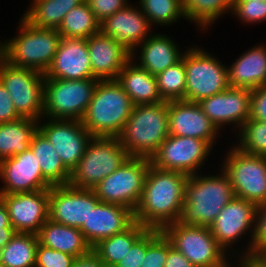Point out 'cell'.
<instances>
[{
  "label": "cell",
  "instance_id": "obj_1",
  "mask_svg": "<svg viewBox=\"0 0 266 267\" xmlns=\"http://www.w3.org/2000/svg\"><path fill=\"white\" fill-rule=\"evenodd\" d=\"M188 177L182 172L163 170L150 164L134 220L148 229L159 230L177 222Z\"/></svg>",
  "mask_w": 266,
  "mask_h": 267
},
{
  "label": "cell",
  "instance_id": "obj_2",
  "mask_svg": "<svg viewBox=\"0 0 266 267\" xmlns=\"http://www.w3.org/2000/svg\"><path fill=\"white\" fill-rule=\"evenodd\" d=\"M219 171L211 175L199 171L188 177L178 223L209 227L225 205L236 197L230 178L222 168Z\"/></svg>",
  "mask_w": 266,
  "mask_h": 267
},
{
  "label": "cell",
  "instance_id": "obj_3",
  "mask_svg": "<svg viewBox=\"0 0 266 267\" xmlns=\"http://www.w3.org/2000/svg\"><path fill=\"white\" fill-rule=\"evenodd\" d=\"M17 35L1 42V58L9 65L45 74L58 50L61 35L56 29L35 27L23 16Z\"/></svg>",
  "mask_w": 266,
  "mask_h": 267
},
{
  "label": "cell",
  "instance_id": "obj_4",
  "mask_svg": "<svg viewBox=\"0 0 266 267\" xmlns=\"http://www.w3.org/2000/svg\"><path fill=\"white\" fill-rule=\"evenodd\" d=\"M169 136L168 102L134 105L118 136L130 157H151Z\"/></svg>",
  "mask_w": 266,
  "mask_h": 267
},
{
  "label": "cell",
  "instance_id": "obj_5",
  "mask_svg": "<svg viewBox=\"0 0 266 267\" xmlns=\"http://www.w3.org/2000/svg\"><path fill=\"white\" fill-rule=\"evenodd\" d=\"M134 104L117 80H99L83 117V127L99 137H118Z\"/></svg>",
  "mask_w": 266,
  "mask_h": 267
},
{
  "label": "cell",
  "instance_id": "obj_6",
  "mask_svg": "<svg viewBox=\"0 0 266 267\" xmlns=\"http://www.w3.org/2000/svg\"><path fill=\"white\" fill-rule=\"evenodd\" d=\"M186 48L184 53L186 72L184 101L198 103L229 87L227 65L217 59L218 57L214 53L207 52L206 49L197 47L195 44Z\"/></svg>",
  "mask_w": 266,
  "mask_h": 267
},
{
  "label": "cell",
  "instance_id": "obj_7",
  "mask_svg": "<svg viewBox=\"0 0 266 267\" xmlns=\"http://www.w3.org/2000/svg\"><path fill=\"white\" fill-rule=\"evenodd\" d=\"M129 157L118 137L93 136L78 165L72 170L69 184L93 189Z\"/></svg>",
  "mask_w": 266,
  "mask_h": 267
},
{
  "label": "cell",
  "instance_id": "obj_8",
  "mask_svg": "<svg viewBox=\"0 0 266 267\" xmlns=\"http://www.w3.org/2000/svg\"><path fill=\"white\" fill-rule=\"evenodd\" d=\"M97 79H44L43 117L81 121L93 98Z\"/></svg>",
  "mask_w": 266,
  "mask_h": 267
},
{
  "label": "cell",
  "instance_id": "obj_9",
  "mask_svg": "<svg viewBox=\"0 0 266 267\" xmlns=\"http://www.w3.org/2000/svg\"><path fill=\"white\" fill-rule=\"evenodd\" d=\"M220 165L228 175L236 197L266 203V157L247 154L232 144Z\"/></svg>",
  "mask_w": 266,
  "mask_h": 267
},
{
  "label": "cell",
  "instance_id": "obj_10",
  "mask_svg": "<svg viewBox=\"0 0 266 267\" xmlns=\"http://www.w3.org/2000/svg\"><path fill=\"white\" fill-rule=\"evenodd\" d=\"M256 210L257 205L255 203L239 197H234L225 205L214 222L209 226L213 237L230 256L241 259L251 254ZM246 234L250 238L246 241L248 242L246 243L248 246L245 250L243 249L244 253L240 247H237V250L236 248L233 249L234 244L241 241L242 237L245 238V236H247Z\"/></svg>",
  "mask_w": 266,
  "mask_h": 267
},
{
  "label": "cell",
  "instance_id": "obj_11",
  "mask_svg": "<svg viewBox=\"0 0 266 267\" xmlns=\"http://www.w3.org/2000/svg\"><path fill=\"white\" fill-rule=\"evenodd\" d=\"M171 245L195 267H213L230 257L207 226L168 224L161 230Z\"/></svg>",
  "mask_w": 266,
  "mask_h": 267
},
{
  "label": "cell",
  "instance_id": "obj_12",
  "mask_svg": "<svg viewBox=\"0 0 266 267\" xmlns=\"http://www.w3.org/2000/svg\"><path fill=\"white\" fill-rule=\"evenodd\" d=\"M151 160L144 157H129L117 170L100 181L94 188L96 196L105 203L137 208Z\"/></svg>",
  "mask_w": 266,
  "mask_h": 267
},
{
  "label": "cell",
  "instance_id": "obj_13",
  "mask_svg": "<svg viewBox=\"0 0 266 267\" xmlns=\"http://www.w3.org/2000/svg\"><path fill=\"white\" fill-rule=\"evenodd\" d=\"M43 73L9 65L0 57V82L7 89L21 117L40 120L44 113Z\"/></svg>",
  "mask_w": 266,
  "mask_h": 267
},
{
  "label": "cell",
  "instance_id": "obj_14",
  "mask_svg": "<svg viewBox=\"0 0 266 267\" xmlns=\"http://www.w3.org/2000/svg\"><path fill=\"white\" fill-rule=\"evenodd\" d=\"M213 148L201 139L169 135L150 160L156 168L191 176L205 165Z\"/></svg>",
  "mask_w": 266,
  "mask_h": 267
},
{
  "label": "cell",
  "instance_id": "obj_15",
  "mask_svg": "<svg viewBox=\"0 0 266 267\" xmlns=\"http://www.w3.org/2000/svg\"><path fill=\"white\" fill-rule=\"evenodd\" d=\"M38 130L53 145L70 172L78 165L93 137L78 120L42 117L38 122Z\"/></svg>",
  "mask_w": 266,
  "mask_h": 267
},
{
  "label": "cell",
  "instance_id": "obj_16",
  "mask_svg": "<svg viewBox=\"0 0 266 267\" xmlns=\"http://www.w3.org/2000/svg\"><path fill=\"white\" fill-rule=\"evenodd\" d=\"M100 202L93 189L70 184L49 189V219L70 227L80 228L87 223L91 209Z\"/></svg>",
  "mask_w": 266,
  "mask_h": 267
},
{
  "label": "cell",
  "instance_id": "obj_17",
  "mask_svg": "<svg viewBox=\"0 0 266 267\" xmlns=\"http://www.w3.org/2000/svg\"><path fill=\"white\" fill-rule=\"evenodd\" d=\"M198 104L219 131L222 132L223 127L225 130L226 125H232V132L235 129L238 132L250 118L251 90L229 86Z\"/></svg>",
  "mask_w": 266,
  "mask_h": 267
},
{
  "label": "cell",
  "instance_id": "obj_18",
  "mask_svg": "<svg viewBox=\"0 0 266 267\" xmlns=\"http://www.w3.org/2000/svg\"><path fill=\"white\" fill-rule=\"evenodd\" d=\"M16 232L37 234L49 219V189L0 194Z\"/></svg>",
  "mask_w": 266,
  "mask_h": 267
},
{
  "label": "cell",
  "instance_id": "obj_19",
  "mask_svg": "<svg viewBox=\"0 0 266 267\" xmlns=\"http://www.w3.org/2000/svg\"><path fill=\"white\" fill-rule=\"evenodd\" d=\"M28 148L0 161V194L34 192L52 186L43 178L39 162Z\"/></svg>",
  "mask_w": 266,
  "mask_h": 267
},
{
  "label": "cell",
  "instance_id": "obj_20",
  "mask_svg": "<svg viewBox=\"0 0 266 267\" xmlns=\"http://www.w3.org/2000/svg\"><path fill=\"white\" fill-rule=\"evenodd\" d=\"M168 118L169 135L201 139L207 141L212 147L220 138L221 132L196 102L169 101Z\"/></svg>",
  "mask_w": 266,
  "mask_h": 267
},
{
  "label": "cell",
  "instance_id": "obj_21",
  "mask_svg": "<svg viewBox=\"0 0 266 267\" xmlns=\"http://www.w3.org/2000/svg\"><path fill=\"white\" fill-rule=\"evenodd\" d=\"M100 22V32L120 42L131 53L154 31L145 14L135 2Z\"/></svg>",
  "mask_w": 266,
  "mask_h": 267
},
{
  "label": "cell",
  "instance_id": "obj_22",
  "mask_svg": "<svg viewBox=\"0 0 266 267\" xmlns=\"http://www.w3.org/2000/svg\"><path fill=\"white\" fill-rule=\"evenodd\" d=\"M45 79H95L89 57L87 39L61 37Z\"/></svg>",
  "mask_w": 266,
  "mask_h": 267
},
{
  "label": "cell",
  "instance_id": "obj_23",
  "mask_svg": "<svg viewBox=\"0 0 266 267\" xmlns=\"http://www.w3.org/2000/svg\"><path fill=\"white\" fill-rule=\"evenodd\" d=\"M134 212L120 204L100 201L79 229L91 247L100 240L122 233L133 223Z\"/></svg>",
  "mask_w": 266,
  "mask_h": 267
},
{
  "label": "cell",
  "instance_id": "obj_24",
  "mask_svg": "<svg viewBox=\"0 0 266 267\" xmlns=\"http://www.w3.org/2000/svg\"><path fill=\"white\" fill-rule=\"evenodd\" d=\"M93 77L97 80H116L131 52L120 42L101 32L87 38Z\"/></svg>",
  "mask_w": 266,
  "mask_h": 267
},
{
  "label": "cell",
  "instance_id": "obj_25",
  "mask_svg": "<svg viewBox=\"0 0 266 267\" xmlns=\"http://www.w3.org/2000/svg\"><path fill=\"white\" fill-rule=\"evenodd\" d=\"M170 37L154 31L131 53V59L150 74L156 76L169 66L179 62L185 53V49L182 51L175 43L173 36Z\"/></svg>",
  "mask_w": 266,
  "mask_h": 267
},
{
  "label": "cell",
  "instance_id": "obj_26",
  "mask_svg": "<svg viewBox=\"0 0 266 267\" xmlns=\"http://www.w3.org/2000/svg\"><path fill=\"white\" fill-rule=\"evenodd\" d=\"M227 69L230 87L252 90L266 85V43L248 48Z\"/></svg>",
  "mask_w": 266,
  "mask_h": 267
},
{
  "label": "cell",
  "instance_id": "obj_27",
  "mask_svg": "<svg viewBox=\"0 0 266 267\" xmlns=\"http://www.w3.org/2000/svg\"><path fill=\"white\" fill-rule=\"evenodd\" d=\"M134 105L164 102L154 75L130 59L116 79Z\"/></svg>",
  "mask_w": 266,
  "mask_h": 267
},
{
  "label": "cell",
  "instance_id": "obj_28",
  "mask_svg": "<svg viewBox=\"0 0 266 267\" xmlns=\"http://www.w3.org/2000/svg\"><path fill=\"white\" fill-rule=\"evenodd\" d=\"M39 244L74 257L89 252L92 247L79 228L59 224L48 219L37 233Z\"/></svg>",
  "mask_w": 266,
  "mask_h": 267
},
{
  "label": "cell",
  "instance_id": "obj_29",
  "mask_svg": "<svg viewBox=\"0 0 266 267\" xmlns=\"http://www.w3.org/2000/svg\"><path fill=\"white\" fill-rule=\"evenodd\" d=\"M29 148L39 162L43 178L51 186L69 184L71 172L64 166L53 145L37 130Z\"/></svg>",
  "mask_w": 266,
  "mask_h": 267
},
{
  "label": "cell",
  "instance_id": "obj_30",
  "mask_svg": "<svg viewBox=\"0 0 266 267\" xmlns=\"http://www.w3.org/2000/svg\"><path fill=\"white\" fill-rule=\"evenodd\" d=\"M38 120L21 117L18 120L0 123V161L26 151L33 135L38 130Z\"/></svg>",
  "mask_w": 266,
  "mask_h": 267
},
{
  "label": "cell",
  "instance_id": "obj_31",
  "mask_svg": "<svg viewBox=\"0 0 266 267\" xmlns=\"http://www.w3.org/2000/svg\"><path fill=\"white\" fill-rule=\"evenodd\" d=\"M84 0H32L21 15L35 27L58 29L65 15Z\"/></svg>",
  "mask_w": 266,
  "mask_h": 267
},
{
  "label": "cell",
  "instance_id": "obj_32",
  "mask_svg": "<svg viewBox=\"0 0 266 267\" xmlns=\"http://www.w3.org/2000/svg\"><path fill=\"white\" fill-rule=\"evenodd\" d=\"M147 230V227L135 221L122 233L100 240L92 249L102 262L116 265Z\"/></svg>",
  "mask_w": 266,
  "mask_h": 267
},
{
  "label": "cell",
  "instance_id": "obj_33",
  "mask_svg": "<svg viewBox=\"0 0 266 267\" xmlns=\"http://www.w3.org/2000/svg\"><path fill=\"white\" fill-rule=\"evenodd\" d=\"M233 2L234 0H183L185 20L195 23L201 33L208 31L226 13L230 15Z\"/></svg>",
  "mask_w": 266,
  "mask_h": 267
},
{
  "label": "cell",
  "instance_id": "obj_34",
  "mask_svg": "<svg viewBox=\"0 0 266 267\" xmlns=\"http://www.w3.org/2000/svg\"><path fill=\"white\" fill-rule=\"evenodd\" d=\"M37 234L17 232L0 250V263L5 267H35Z\"/></svg>",
  "mask_w": 266,
  "mask_h": 267
},
{
  "label": "cell",
  "instance_id": "obj_35",
  "mask_svg": "<svg viewBox=\"0 0 266 267\" xmlns=\"http://www.w3.org/2000/svg\"><path fill=\"white\" fill-rule=\"evenodd\" d=\"M57 30L61 37L87 39L100 32V22L84 0L65 15Z\"/></svg>",
  "mask_w": 266,
  "mask_h": 267
},
{
  "label": "cell",
  "instance_id": "obj_36",
  "mask_svg": "<svg viewBox=\"0 0 266 267\" xmlns=\"http://www.w3.org/2000/svg\"><path fill=\"white\" fill-rule=\"evenodd\" d=\"M137 5L152 27L171 26L185 19L183 0H139Z\"/></svg>",
  "mask_w": 266,
  "mask_h": 267
},
{
  "label": "cell",
  "instance_id": "obj_37",
  "mask_svg": "<svg viewBox=\"0 0 266 267\" xmlns=\"http://www.w3.org/2000/svg\"><path fill=\"white\" fill-rule=\"evenodd\" d=\"M157 88L163 101H177L185 98L186 72L184 54L182 59L155 76Z\"/></svg>",
  "mask_w": 266,
  "mask_h": 267
},
{
  "label": "cell",
  "instance_id": "obj_38",
  "mask_svg": "<svg viewBox=\"0 0 266 267\" xmlns=\"http://www.w3.org/2000/svg\"><path fill=\"white\" fill-rule=\"evenodd\" d=\"M234 144L241 151L266 157V122L249 118L238 131Z\"/></svg>",
  "mask_w": 266,
  "mask_h": 267
},
{
  "label": "cell",
  "instance_id": "obj_39",
  "mask_svg": "<svg viewBox=\"0 0 266 267\" xmlns=\"http://www.w3.org/2000/svg\"><path fill=\"white\" fill-rule=\"evenodd\" d=\"M231 14L245 25L266 22V1L234 0Z\"/></svg>",
  "mask_w": 266,
  "mask_h": 267
},
{
  "label": "cell",
  "instance_id": "obj_40",
  "mask_svg": "<svg viewBox=\"0 0 266 267\" xmlns=\"http://www.w3.org/2000/svg\"><path fill=\"white\" fill-rule=\"evenodd\" d=\"M159 229H148L130 248L129 252L120 260L117 267H140L146 254L148 245L161 233Z\"/></svg>",
  "mask_w": 266,
  "mask_h": 267
},
{
  "label": "cell",
  "instance_id": "obj_41",
  "mask_svg": "<svg viewBox=\"0 0 266 267\" xmlns=\"http://www.w3.org/2000/svg\"><path fill=\"white\" fill-rule=\"evenodd\" d=\"M76 257L38 244L35 267H72Z\"/></svg>",
  "mask_w": 266,
  "mask_h": 267
},
{
  "label": "cell",
  "instance_id": "obj_42",
  "mask_svg": "<svg viewBox=\"0 0 266 267\" xmlns=\"http://www.w3.org/2000/svg\"><path fill=\"white\" fill-rule=\"evenodd\" d=\"M167 258V237L161 232L147 247L140 267H165Z\"/></svg>",
  "mask_w": 266,
  "mask_h": 267
},
{
  "label": "cell",
  "instance_id": "obj_43",
  "mask_svg": "<svg viewBox=\"0 0 266 267\" xmlns=\"http://www.w3.org/2000/svg\"><path fill=\"white\" fill-rule=\"evenodd\" d=\"M266 248V203L257 206L251 254L258 255Z\"/></svg>",
  "mask_w": 266,
  "mask_h": 267
},
{
  "label": "cell",
  "instance_id": "obj_44",
  "mask_svg": "<svg viewBox=\"0 0 266 267\" xmlns=\"http://www.w3.org/2000/svg\"><path fill=\"white\" fill-rule=\"evenodd\" d=\"M86 2L99 22L130 4L128 0H86Z\"/></svg>",
  "mask_w": 266,
  "mask_h": 267
},
{
  "label": "cell",
  "instance_id": "obj_45",
  "mask_svg": "<svg viewBox=\"0 0 266 267\" xmlns=\"http://www.w3.org/2000/svg\"><path fill=\"white\" fill-rule=\"evenodd\" d=\"M250 118L266 122V85L251 90Z\"/></svg>",
  "mask_w": 266,
  "mask_h": 267
},
{
  "label": "cell",
  "instance_id": "obj_46",
  "mask_svg": "<svg viewBox=\"0 0 266 267\" xmlns=\"http://www.w3.org/2000/svg\"><path fill=\"white\" fill-rule=\"evenodd\" d=\"M20 118L21 116L15 110L10 94L0 82V123H7Z\"/></svg>",
  "mask_w": 266,
  "mask_h": 267
},
{
  "label": "cell",
  "instance_id": "obj_47",
  "mask_svg": "<svg viewBox=\"0 0 266 267\" xmlns=\"http://www.w3.org/2000/svg\"><path fill=\"white\" fill-rule=\"evenodd\" d=\"M165 267H195L183 254L176 250L167 238Z\"/></svg>",
  "mask_w": 266,
  "mask_h": 267
},
{
  "label": "cell",
  "instance_id": "obj_48",
  "mask_svg": "<svg viewBox=\"0 0 266 267\" xmlns=\"http://www.w3.org/2000/svg\"><path fill=\"white\" fill-rule=\"evenodd\" d=\"M101 260L98 254L91 249L84 255L76 257L72 267H100Z\"/></svg>",
  "mask_w": 266,
  "mask_h": 267
},
{
  "label": "cell",
  "instance_id": "obj_49",
  "mask_svg": "<svg viewBox=\"0 0 266 267\" xmlns=\"http://www.w3.org/2000/svg\"><path fill=\"white\" fill-rule=\"evenodd\" d=\"M240 262L242 267H266V262L259 255L244 256Z\"/></svg>",
  "mask_w": 266,
  "mask_h": 267
},
{
  "label": "cell",
  "instance_id": "obj_50",
  "mask_svg": "<svg viewBox=\"0 0 266 267\" xmlns=\"http://www.w3.org/2000/svg\"><path fill=\"white\" fill-rule=\"evenodd\" d=\"M2 228H14V227L11 225L6 205L3 202L2 198L0 197V230H2Z\"/></svg>",
  "mask_w": 266,
  "mask_h": 267
},
{
  "label": "cell",
  "instance_id": "obj_51",
  "mask_svg": "<svg viewBox=\"0 0 266 267\" xmlns=\"http://www.w3.org/2000/svg\"><path fill=\"white\" fill-rule=\"evenodd\" d=\"M16 233L14 228H2V230H0V250L11 241Z\"/></svg>",
  "mask_w": 266,
  "mask_h": 267
},
{
  "label": "cell",
  "instance_id": "obj_52",
  "mask_svg": "<svg viewBox=\"0 0 266 267\" xmlns=\"http://www.w3.org/2000/svg\"><path fill=\"white\" fill-rule=\"evenodd\" d=\"M232 257L235 258L233 262H235L236 265L235 264L234 265L232 264L233 263L232 260H231ZM213 267H242V265H241L240 259L237 260L236 257L231 256L225 262H223L221 264H218L216 266H213Z\"/></svg>",
  "mask_w": 266,
  "mask_h": 267
},
{
  "label": "cell",
  "instance_id": "obj_53",
  "mask_svg": "<svg viewBox=\"0 0 266 267\" xmlns=\"http://www.w3.org/2000/svg\"><path fill=\"white\" fill-rule=\"evenodd\" d=\"M266 262V248L258 254Z\"/></svg>",
  "mask_w": 266,
  "mask_h": 267
},
{
  "label": "cell",
  "instance_id": "obj_54",
  "mask_svg": "<svg viewBox=\"0 0 266 267\" xmlns=\"http://www.w3.org/2000/svg\"><path fill=\"white\" fill-rule=\"evenodd\" d=\"M100 267H117V266L114 264H109L101 261Z\"/></svg>",
  "mask_w": 266,
  "mask_h": 267
},
{
  "label": "cell",
  "instance_id": "obj_55",
  "mask_svg": "<svg viewBox=\"0 0 266 267\" xmlns=\"http://www.w3.org/2000/svg\"><path fill=\"white\" fill-rule=\"evenodd\" d=\"M1 42H2V41H0V57H1Z\"/></svg>",
  "mask_w": 266,
  "mask_h": 267
}]
</instances>
